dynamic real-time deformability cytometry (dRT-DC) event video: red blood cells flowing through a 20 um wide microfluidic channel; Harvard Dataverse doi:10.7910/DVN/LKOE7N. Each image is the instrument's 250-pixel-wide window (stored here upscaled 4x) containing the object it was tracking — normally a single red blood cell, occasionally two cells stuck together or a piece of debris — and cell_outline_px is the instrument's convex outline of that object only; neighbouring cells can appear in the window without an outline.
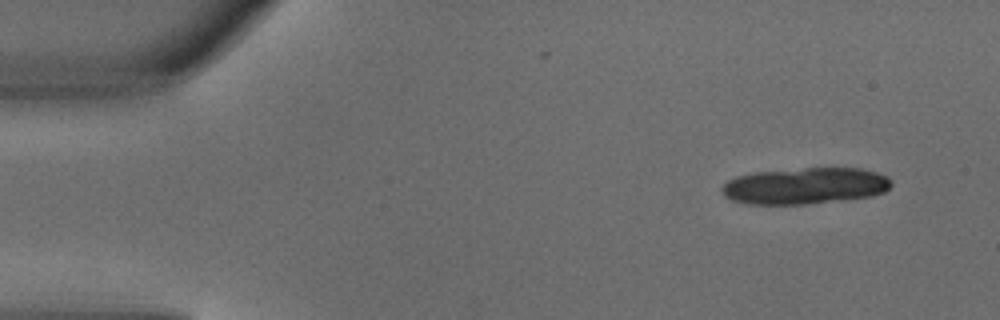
{"species": "common noctule bat (a hibernating species)", "species_latin": "Nyctalus noctula", "temperature_condition": "warm", "stored_images_in_passage": 4, "camera_frame_rate_fps": 3000, "um_per_image_px": 0.085, "animal": {"sex": "male", "body_mass_g": 18.8}, "frame": {"image": 1, "passage_image": 1, "time_ms": 0.0, "image_size_px": [1000, 320], "cell_outline_px": [[892, 184], [884, 192], [872, 196], [808, 204], [744, 204], [732, 200], [724, 196], [720, 188], [728, 180], [736, 176], [756, 172], [804, 168], [860, 168], [876, 172], [888, 176], [892, 180]], "centroid_in_image_um": [68.42, 15.8], "position_along_channel_um": 16.6, "area_um2": 36.13}}
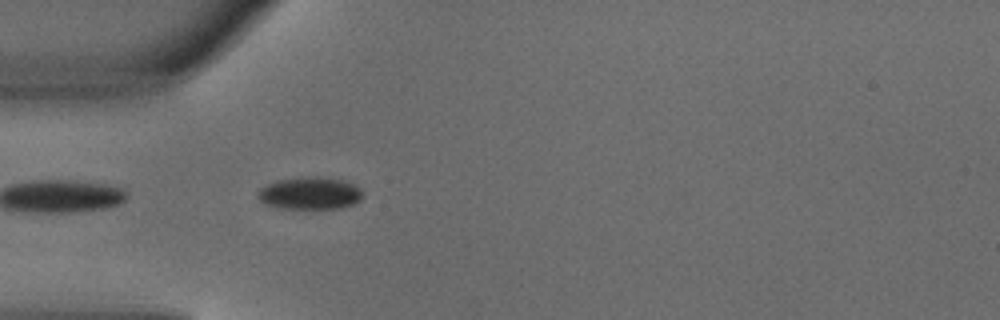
{"frame": {"image": 2, "passage_image": 4, "time_ms": 1.0, "image_size_px": [1000, 320], "cell_outline_px": [[364, 196], [360, 200], [352, 204], [340, 208], [276, 208], [264, 204], [256, 196], [256, 192], [260, 188], [276, 180], [300, 176], [320, 176], [344, 180], [356, 184], [364, 192]], "centroid_in_image_um": [26.34, 16.4], "position_along_channel_um": 58.7, "area_um2": 20.29}}